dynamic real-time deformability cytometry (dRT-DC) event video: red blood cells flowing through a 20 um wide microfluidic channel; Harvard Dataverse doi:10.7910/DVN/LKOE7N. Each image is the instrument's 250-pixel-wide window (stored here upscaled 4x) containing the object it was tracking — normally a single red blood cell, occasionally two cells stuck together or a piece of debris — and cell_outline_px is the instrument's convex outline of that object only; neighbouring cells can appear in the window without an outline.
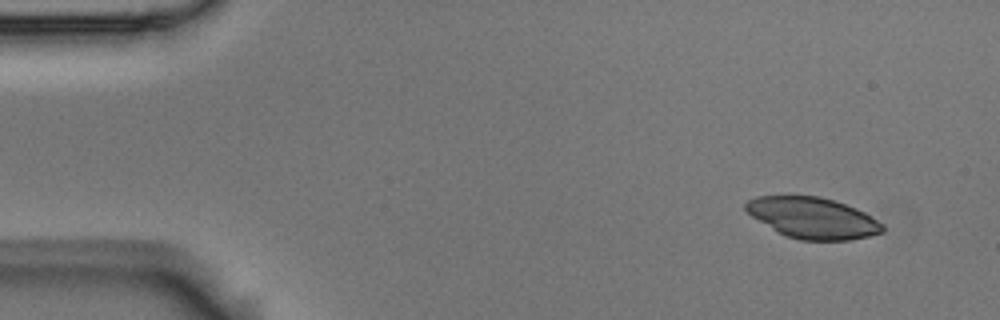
{"species": "Egyptian fruit bat (a non-hibernating species)", "species_latin": "Rousettus aegyptiacus", "temperature_condition": "room temperature", "stored_images_in_passage": 51, "camera_frame_rate_fps": 3000, "um_per_image_px": 0.085, "animal": {"sex": "male"}, "frame": {"image": 1, "passage_image": 1, "time_ms": 0.0, "image_size_px": [1000, 320], "cell_outline_px": [[884, 232], [868, 236], [848, 240], [800, 240], [784, 236], [752, 216], [744, 208], [744, 204], [748, 200], [756, 196], [820, 196], [856, 208], [864, 212], [884, 224]], "centroid_in_image_um": [69.08, 18.53], "position_along_channel_um": 15.9, "area_um2": 32.6}}